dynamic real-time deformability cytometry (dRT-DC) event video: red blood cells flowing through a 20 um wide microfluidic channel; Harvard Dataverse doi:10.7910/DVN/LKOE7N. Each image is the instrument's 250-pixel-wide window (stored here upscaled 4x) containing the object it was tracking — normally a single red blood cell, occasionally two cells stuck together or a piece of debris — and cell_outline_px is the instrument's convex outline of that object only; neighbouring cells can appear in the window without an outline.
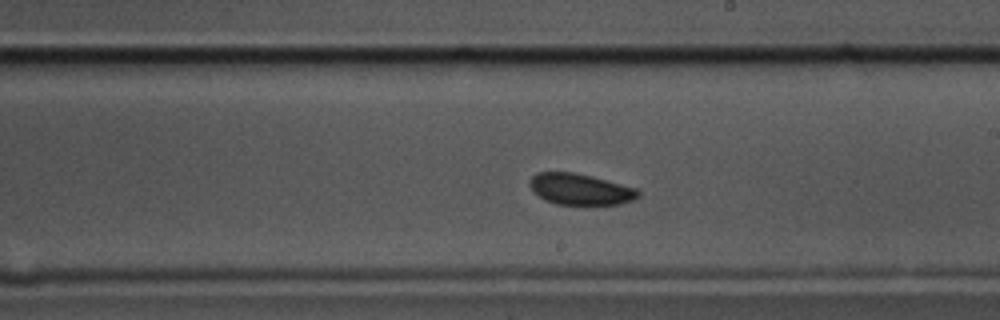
{"species": "common noctule bat (a hibernating species)", "species_latin": "Nyctalus noctula", "temperature_condition": "cold", "stored_images_in_passage": 52, "segment_of_instrument_passage": [1, 2], "camera_frame_rate_fps": 3000, "um_per_image_px": 0.085, "animal": {"sex": "male", "body_mass_g": 17.5, "forearm_length_mm": 52.3}, "frame": {"image": 1, "passage_image": 27, "time_ms": 8.667, "image_size_px": [1000, 320], "cell_outline_px": [[640, 196], [636, 200], [620, 204], [556, 204], [544, 200], [528, 184], [528, 180], [536, 172], [572, 172], [592, 176], [636, 188], [640, 192]], "centroid_in_image_um": [49.34, 16.08], "position_along_channel_um": 239.7, "area_um2": 19.71}}
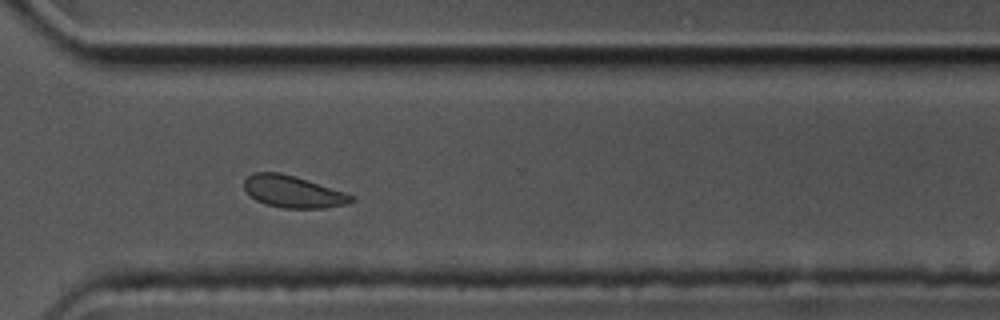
{"frame": {"image": 2, "passage_image": 36, "time_ms": 11.667, "image_size_px": [1000, 320], "cell_outline_px": [[352, 200], [348, 204], [324, 208], [284, 208], [264, 204], [256, 200], [244, 188], [244, 180], [252, 172], [280, 172], [344, 192], [352, 196]], "centroid_in_image_um": [24.86, 16.3], "position_along_channel_um": 345.7, "area_um2": 19.59}}
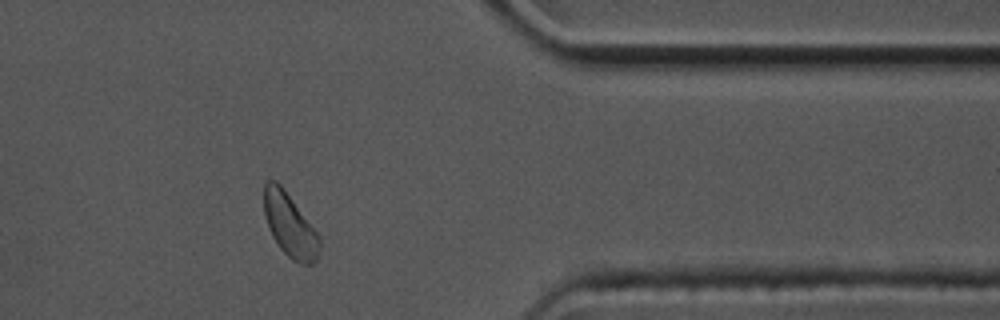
{"frame": {"image": 3, "passage_image": 41, "time_ms": 13.333, "image_size_px": [1000, 320], "cell_outline_px": [[320, 248], [316, 260], [312, 264], [300, 264], [292, 260], [280, 248], [272, 236], [264, 216], [264, 184], [268, 180], [276, 180], [284, 188], [320, 236]], "centroid_in_image_um": [24.63, 19.14], "position_along_channel_um": 386.8, "area_um2": 20.58}}